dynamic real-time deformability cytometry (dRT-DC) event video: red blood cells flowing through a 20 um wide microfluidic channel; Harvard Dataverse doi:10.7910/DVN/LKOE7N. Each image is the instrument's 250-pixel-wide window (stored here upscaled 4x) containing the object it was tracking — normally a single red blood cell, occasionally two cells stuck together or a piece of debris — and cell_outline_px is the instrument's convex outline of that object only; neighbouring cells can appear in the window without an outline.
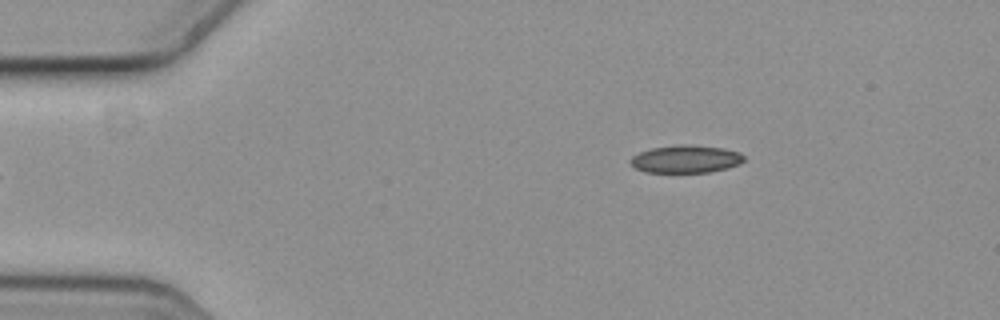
{"species": "common noctule bat (a hibernating species)", "species_latin": "Nyctalus noctula", "temperature_condition": "cold", "stored_images_in_passage": 4, "camera_frame_rate_fps": 3000, "um_per_image_px": 0.085, "animal": {"sex": "female", "body_mass_g": 19.3, "forearm_length_mm": 54.1}, "frame": {"image": 1, "passage_image": 4, "time_ms": 1.0, "image_size_px": [1000, 320], "cell_outline_px": [[744, 160], [740, 164], [708, 172], [648, 172], [636, 168], [628, 160], [632, 156], [640, 152], [652, 148], [680, 144], [692, 144], [724, 148], [740, 152], [744, 156]], "centroid_in_image_um": [58.3, 13.5], "position_along_channel_um": 26.7, "area_um2": 18.26}}